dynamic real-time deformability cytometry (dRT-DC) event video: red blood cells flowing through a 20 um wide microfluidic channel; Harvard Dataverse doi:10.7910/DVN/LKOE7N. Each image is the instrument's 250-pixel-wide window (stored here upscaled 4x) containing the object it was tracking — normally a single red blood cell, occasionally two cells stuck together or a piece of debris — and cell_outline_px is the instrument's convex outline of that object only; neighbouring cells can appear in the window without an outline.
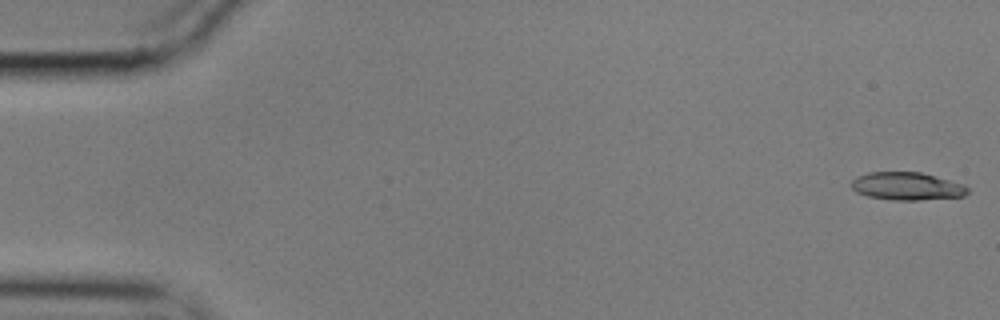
{"species": "common noctule bat (a hibernating species)", "species_latin": "Nyctalus noctula", "temperature_condition": "cold", "stored_images_in_passage": 56, "camera_frame_rate_fps": 3000, "um_per_image_px": 0.085, "animal": {"sex": "male", "body_mass_g": 17.9}, "frame": {"image": 1, "passage_image": 1, "time_ms": 0.0, "image_size_px": [1000, 320], "cell_outline_px": [[968, 192], [964, 196], [920, 200], [892, 200], [868, 196], [856, 192], [852, 188], [852, 180], [856, 176], [868, 172], [920, 172], [964, 184], [968, 188]], "centroid_in_image_um": [77.08, 15.83], "position_along_channel_um": 7.9, "area_um2": 18.84}}
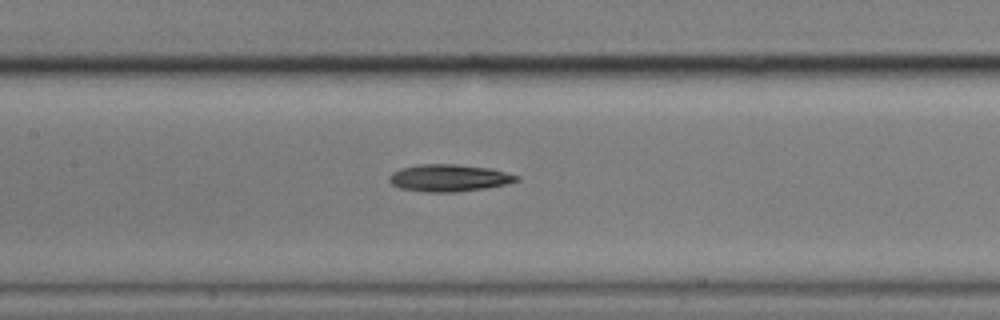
{"frame": {"image": 2, "passage_image": 26, "time_ms": 8.333, "image_size_px": [1000, 320], "cell_outline_px": [[520, 180], [504, 184], [484, 188], [456, 192], [428, 192], [400, 188], [392, 184], [388, 180], [388, 176], [392, 172], [400, 168], [416, 164], [456, 164], [488, 168], [520, 176]], "centroid_in_image_um": [38.11, 15.12], "position_along_channel_um": 169.3, "area_um2": 20.06}}
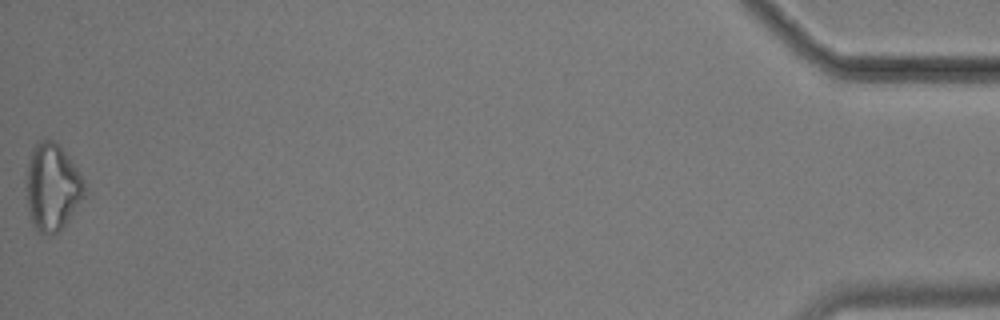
{"frame": {"image": 3, "passage_image": 56, "time_ms": 18.333, "image_size_px": [1000, 320], "cell_outline_px": [[92, 192], [68, 220], [56, 232], [40, 232], [36, 228], [28, 212], [28, 160], [32, 148], [36, 140], [48, 136], [68, 156]], "centroid_in_image_um": [4.52, 15.85], "position_along_channel_um": 430.7, "area_um2": 29.65}, "authors_computed_cell_mechanics": {"area_um2": 19.8832, "velocity_mm_per_s": 3.5629, "shape_relaxation_time_tau1_ms": 2.8192, "shape_relaxation_time_tau2_ms": null, "deformation_change_tau1": 0.0942, "deformation_change_tau2": null}}